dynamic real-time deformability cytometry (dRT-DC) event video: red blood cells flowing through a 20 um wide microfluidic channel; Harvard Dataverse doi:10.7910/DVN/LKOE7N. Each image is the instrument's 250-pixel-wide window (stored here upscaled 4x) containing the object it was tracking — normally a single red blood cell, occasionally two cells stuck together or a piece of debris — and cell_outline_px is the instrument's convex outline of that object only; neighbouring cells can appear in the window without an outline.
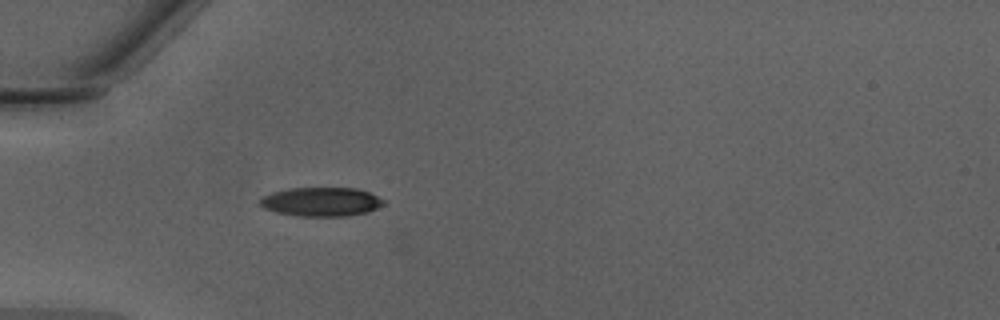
{"species": "Egyptian fruit bat (a non-hibernating species)", "species_latin": "Rousettus aegyptiacus", "temperature_condition": "warm", "stored_images_in_passage": 34, "camera_frame_rate_fps": 3000, "um_per_image_px": 0.085, "animal": {"sex": "male"}, "frame": {"image": 1, "passage_image": 1, "time_ms": 0.0, "image_size_px": [1000, 320], "cell_outline_px": [[384, 204], [368, 212], [344, 216], [296, 216], [276, 212], [264, 208], [260, 204], [260, 200], [264, 196], [272, 192], [288, 188], [356, 188], [368, 192], [384, 200]], "centroid_in_image_um": [27.29, 17.15], "position_along_channel_um": 57.7, "area_um2": 20.75}}
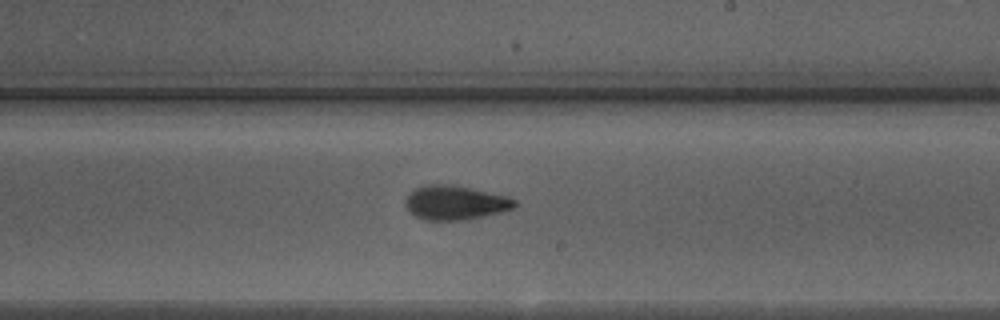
{"frame": {"image": 2, "passage_image": 15, "time_ms": 4.667, "image_size_px": [1000, 320], "cell_outline_px": [[520, 204], [512, 208], [500, 212], [460, 220], [424, 220], [416, 216], [404, 204], [404, 200], [408, 192], [416, 188], [428, 184], [452, 184], [508, 196], [516, 200]], "centroid_in_image_um": [38.68, 17.21], "position_along_channel_um": 250.3, "area_um2": 21.73}}
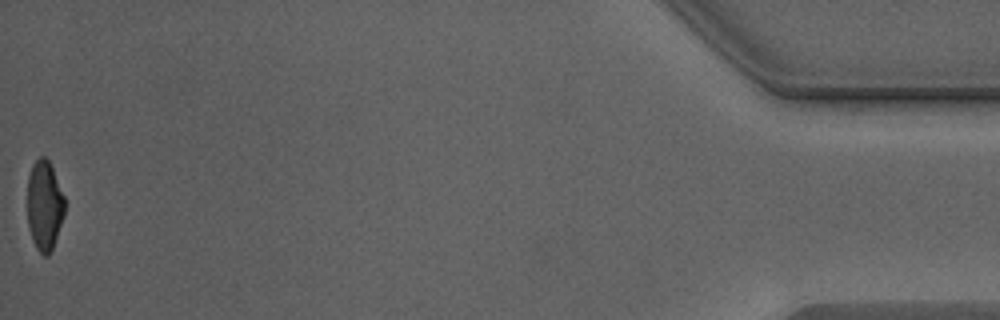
{"frame": {"image": 3, "passage_image": 34, "time_ms": 11.0, "image_size_px": [1000, 320], "cell_outline_px": [[64, 216], [52, 248], [48, 256], [44, 256], [36, 248], [32, 240], [28, 228], [28, 176], [32, 164], [40, 156], [44, 156], [48, 160], [52, 168], [64, 196]], "centroid_in_image_um": [3.76, 17.47], "position_along_channel_um": 431.4, "area_um2": 19.42}, "authors_computed_cell_mechanics": {"area_um2": 21.4149, "velocity_mm_per_s": 4.3228, "shape_relaxation_time_tau1_ms": 5.6573, "shape_relaxation_time_tau2_ms": 2.0065, "deformation_change_tau1": 0.2079, "deformation_change_tau2": 0.1015}}